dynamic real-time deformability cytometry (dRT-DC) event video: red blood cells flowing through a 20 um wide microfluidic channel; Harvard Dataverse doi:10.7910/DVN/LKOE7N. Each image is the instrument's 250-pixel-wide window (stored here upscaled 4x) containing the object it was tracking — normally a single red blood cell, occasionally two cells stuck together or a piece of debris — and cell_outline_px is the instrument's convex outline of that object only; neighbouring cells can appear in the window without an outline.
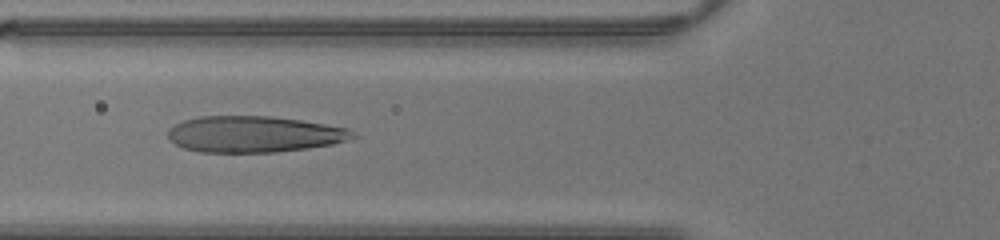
{"species": "human", "species_latin": "Homo sapiens", "temperature_condition": "warm", "stored_images_in_passage": 40, "camera_frame_rate_fps": 3000, "um_per_image_px": 0.085, "donor": {"sex": "male"}, "frame": {"image": 1, "passage_image": 15, "time_ms": 4.667, "image_size_px": [1000, 240], "cell_outline_px": [[360, 136], [348, 140], [332, 144], [308, 148], [276, 152], [200, 152], [184, 148], [168, 140], [168, 128], [184, 120], [200, 116], [272, 116], [300, 120], [348, 128]], "centroid_in_image_um": [21.6, 11.4], "position_along_channel_um": 104.2, "area_um2": 39.19}}
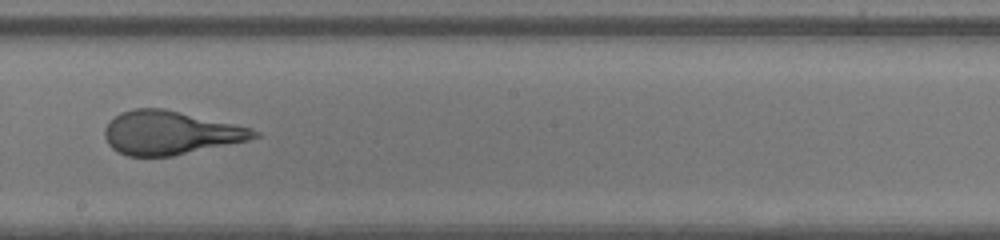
{"frame": {"image": 2, "passage_image": 23, "time_ms": 7.333, "image_size_px": [1000, 240], "cell_outline_px": [[260, 136], [248, 140], [172, 156], [128, 156], [112, 148], [108, 144], [104, 136], [104, 128], [120, 112], [132, 108], [164, 108], [232, 124], [248, 128], [260, 132]], "centroid_in_image_um": [14.42, 11.29], "position_along_channel_um": 233.8, "area_um2": 37.45}}
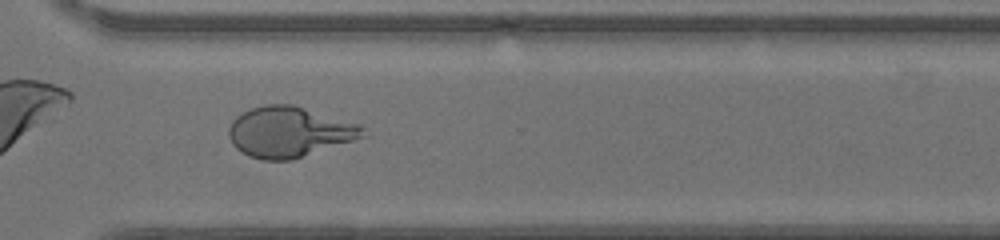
{"frame": {"image": 3, "passage_image": 30, "time_ms": 9.667, "image_size_px": [1000, 240], "cell_outline_px": [[368, 136], [292, 160], [264, 160], [248, 156], [240, 152], [232, 144], [228, 136], [228, 128], [232, 120], [236, 116], [252, 108], [264, 104], [292, 104], [360, 124]], "centroid_in_image_um": [24.58, 11.22], "position_along_channel_um": 346.0, "area_um2": 39.71}}